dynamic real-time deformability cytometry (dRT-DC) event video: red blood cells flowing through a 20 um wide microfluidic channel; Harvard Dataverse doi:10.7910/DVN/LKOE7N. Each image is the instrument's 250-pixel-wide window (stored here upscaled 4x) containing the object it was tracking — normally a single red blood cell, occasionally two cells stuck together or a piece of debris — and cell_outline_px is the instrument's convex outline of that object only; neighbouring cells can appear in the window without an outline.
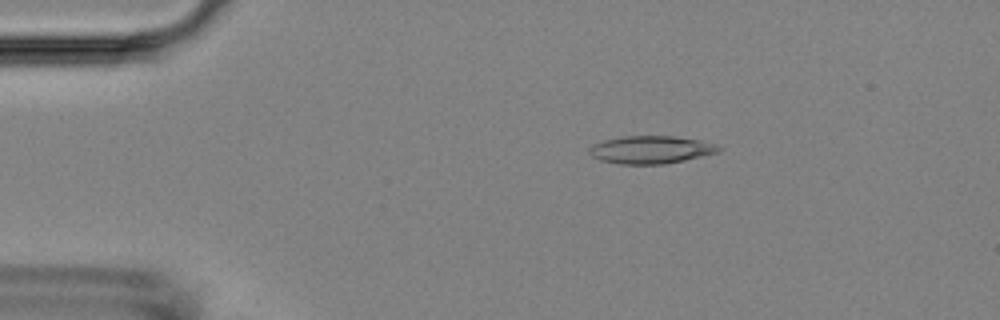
{"species": "Egyptian fruit bat (a non-hibernating species)", "species_latin": "Rousettus aegyptiacus", "temperature_condition": "room temperature", "stored_images_in_passage": 54, "camera_frame_rate_fps": 3000, "um_per_image_px": 0.085, "animal": {"sex": "female"}, "frame": {"image": 1, "passage_image": 10, "time_ms": 3.0, "image_size_px": [1000, 320], "cell_outline_px": [[724, 148], [720, 152], [684, 160], [664, 164], [616, 164], [600, 160], [592, 156], [588, 152], [588, 148], [592, 144], [604, 140], [624, 136], [672, 136], [700, 140], [716, 144]], "centroid_in_image_um": [55.32, 12.73], "position_along_channel_um": 29.7, "area_um2": 21.1}}
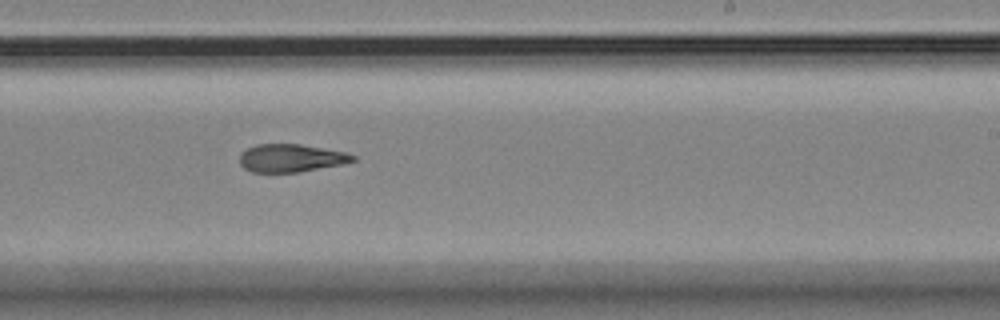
{"frame": {"image": 2, "passage_image": 33, "time_ms": 10.667, "image_size_px": [1000, 320], "cell_outline_px": [[356, 160], [340, 164], [296, 172], [252, 172], [244, 168], [240, 164], [240, 152], [256, 144], [300, 144], [348, 152], [356, 156]], "centroid_in_image_um": [24.72, 13.42], "position_along_channel_um": 264.3, "area_um2": 18.32}}
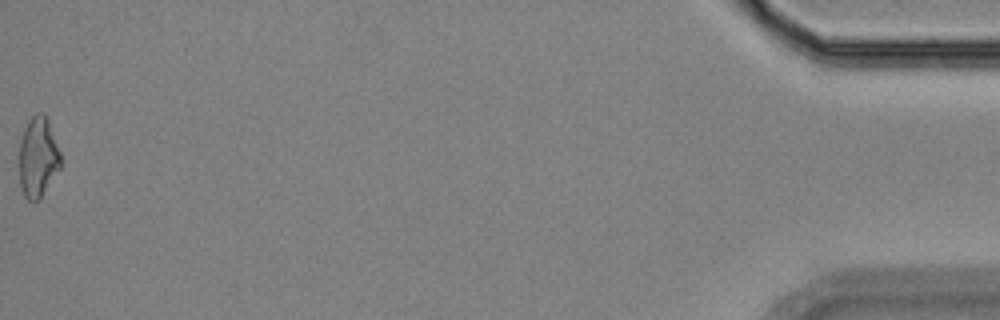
{"frame": {"image": 3, "passage_image": 54, "time_ms": 17.667, "image_size_px": [1000, 320], "cell_outline_px": [[60, 168], [40, 200], [36, 204], [28, 200], [24, 196], [20, 188], [20, 140], [24, 128], [28, 120], [36, 112], [44, 112], [48, 120], [60, 152]], "centroid_in_image_um": [3.22, 13.39], "position_along_channel_um": 432.0, "area_um2": 19.59}, "authors_computed_cell_mechanics": {"area_um2": 19.5653, "velocity_mm_per_s": 3.7424, "shape_relaxation_time_tau1_ms": null, "shape_relaxation_time_tau2_ms": 8.8765, "deformation_change_tau1": null, "deformation_change_tau2": 0.1961}}